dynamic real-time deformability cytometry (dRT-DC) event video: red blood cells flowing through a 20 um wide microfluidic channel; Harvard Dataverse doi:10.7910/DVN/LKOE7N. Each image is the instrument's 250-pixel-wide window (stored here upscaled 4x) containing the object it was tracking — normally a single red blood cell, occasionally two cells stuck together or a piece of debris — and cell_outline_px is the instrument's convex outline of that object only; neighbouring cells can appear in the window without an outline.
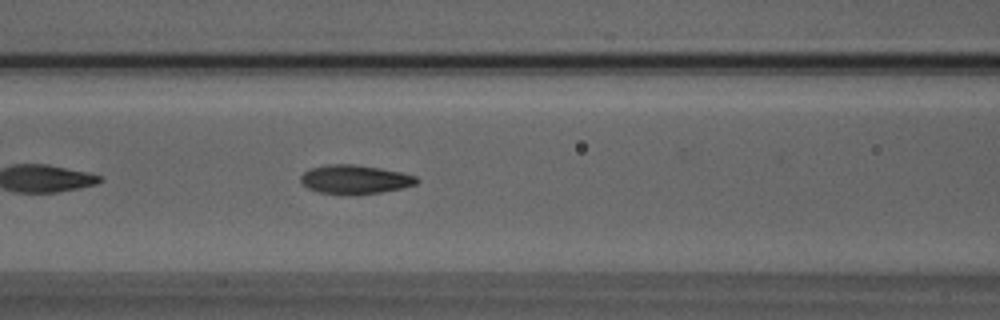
{"species": "Egyptian fruit bat (a non-hibernating species)", "species_latin": "Rousettus aegyptiacus", "temperature_condition": "room temperature", "stored_images_in_passage": 24, "camera_frame_rate_fps": 3000, "um_per_image_px": 0.085, "animal": {"sex": "male"}, "frame": {"image": 1, "passage_image": 8, "time_ms": 2.333, "image_size_px": [1000, 320], "cell_outline_px": [[420, 180], [416, 184], [404, 188], [356, 196], [348, 196], [320, 192], [308, 188], [300, 180], [300, 176], [304, 172], [312, 168], [328, 164], [352, 164], [380, 168], [400, 172], [416, 176]], "centroid_in_image_um": [30.19, 15.27], "position_along_channel_um": 136.4, "area_um2": 19.77}}
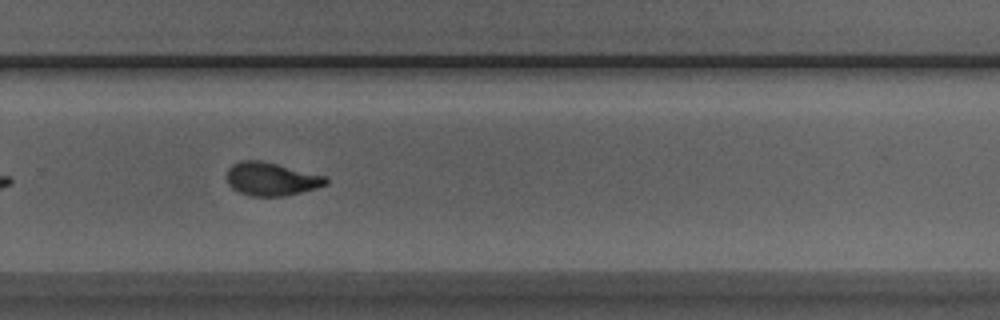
{"frame": {"image": 2, "passage_image": 21, "time_ms": 6.667, "image_size_px": [1000, 320], "cell_outline_px": [[328, 184], [316, 188], [284, 196], [248, 196], [232, 188], [228, 184], [224, 176], [228, 168], [232, 164], [240, 160], [260, 160], [328, 176]], "centroid_in_image_um": [23.03, 15.21], "position_along_channel_um": 306.8, "area_um2": 19.48}}